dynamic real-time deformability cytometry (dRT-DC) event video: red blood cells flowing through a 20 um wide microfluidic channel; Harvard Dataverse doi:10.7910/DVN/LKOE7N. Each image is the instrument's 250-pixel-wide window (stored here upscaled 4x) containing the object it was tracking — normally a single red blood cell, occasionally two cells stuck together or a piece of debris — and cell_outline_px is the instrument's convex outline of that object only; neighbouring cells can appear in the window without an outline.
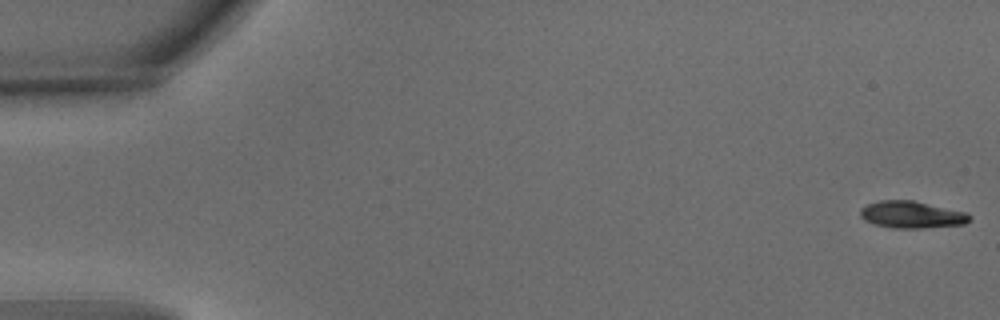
{"species": "common noctule bat (a hibernating species)", "species_latin": "Nyctalus noctula", "temperature_condition": "warm", "stored_images_in_passage": 53, "camera_frame_rate_fps": 3000, "um_per_image_px": 0.085, "animal": {"sex": "male", "body_mass_g": 15.6}, "frame": {"image": 1, "passage_image": 1, "time_ms": 0.0, "image_size_px": [1000, 320], "cell_outline_px": [[972, 220], [964, 224], [920, 228], [892, 228], [876, 224], [864, 220], [860, 216], [860, 208], [868, 204], [880, 200], [912, 200], [968, 212], [972, 216]], "centroid_in_image_um": [77.52, 18.24], "position_along_channel_um": 7.5, "area_um2": 17.28}}
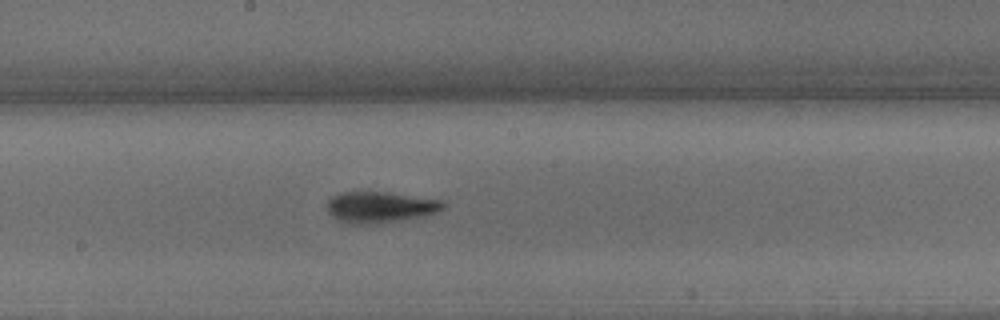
{"frame": {"image": 2, "passage_image": 29, "time_ms": 9.333, "image_size_px": [1000, 320], "cell_outline_px": [[444, 208], [436, 212], [420, 216], [400, 220], [368, 224], [348, 224], [332, 216], [328, 212], [328, 200], [332, 196], [340, 192], [384, 192], [444, 200]], "centroid_in_image_um": [32.29, 17.6], "position_along_channel_um": 215.9, "area_um2": 20.75}}
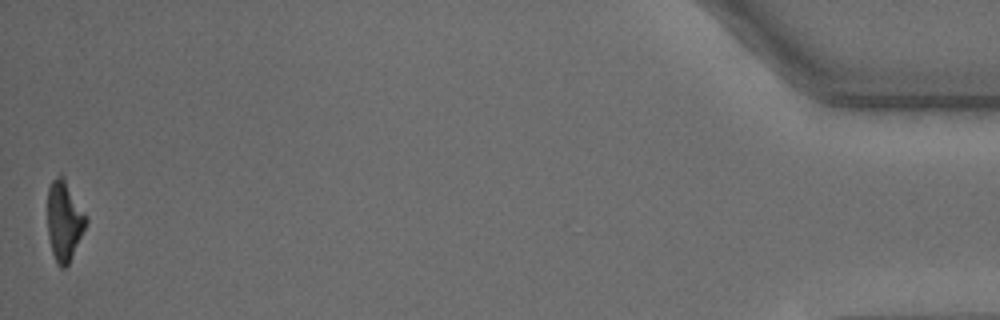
{"frame": {"image": 3, "passage_image": 53, "time_ms": 17.333, "image_size_px": [1000, 320], "cell_outline_px": [[88, 220], [72, 256], [68, 264], [64, 268], [60, 268], [56, 264], [52, 252], [48, 236], [48, 188], [52, 180], [60, 172], [64, 176], [88, 216]], "centroid_in_image_um": [5.46, 18.72], "position_along_channel_um": 429.7, "area_um2": 18.15}, "authors_computed_cell_mechanics": {"area_um2": 18.9006, "velocity_mm_per_s": 3.8323, "shape_relaxation_time_tau1_ms": 2.931, "shape_relaxation_time_tau2_ms": 6.2317, "deformation_change_tau1": 0.1578, "deformation_change_tau2": 0.1559}}